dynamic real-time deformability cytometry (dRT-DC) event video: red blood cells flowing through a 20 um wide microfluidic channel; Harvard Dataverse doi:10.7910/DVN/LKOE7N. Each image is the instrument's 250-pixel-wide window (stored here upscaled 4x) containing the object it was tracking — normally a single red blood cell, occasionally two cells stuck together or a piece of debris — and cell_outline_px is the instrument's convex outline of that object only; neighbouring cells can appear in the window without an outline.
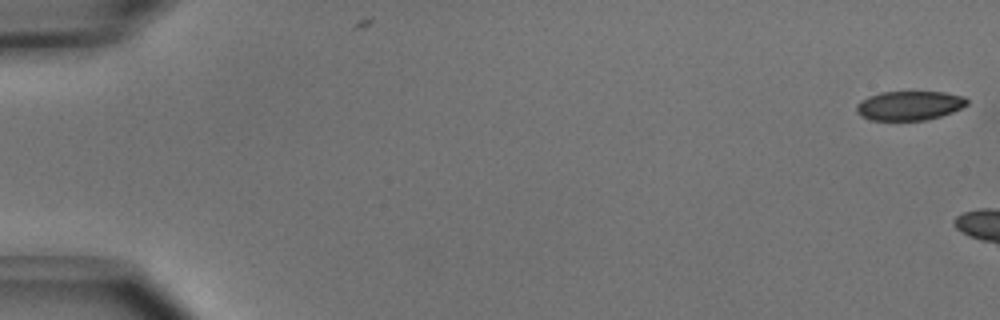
{"species": "common noctule bat (a hibernating species)", "species_latin": "Nyctalus noctula", "temperature_condition": "cold", "stored_images_in_passage": 5, "camera_frame_rate_fps": 3000, "um_per_image_px": 0.085, "animal": {"sex": "male", "body_mass_g": 15.6}, "frame": {"image": 1, "passage_image": 1, "time_ms": 0.0, "image_size_px": [1000, 320], "cell_outline_px": [[968, 104], [952, 112], [940, 116], [924, 120], [868, 120], [860, 116], [856, 112], [856, 104], [860, 100], [868, 96], [880, 92], [944, 92], [964, 96], [968, 100]], "centroid_in_image_um": [77.25, 8.97], "position_along_channel_um": 7.7, "area_um2": 18.96}}